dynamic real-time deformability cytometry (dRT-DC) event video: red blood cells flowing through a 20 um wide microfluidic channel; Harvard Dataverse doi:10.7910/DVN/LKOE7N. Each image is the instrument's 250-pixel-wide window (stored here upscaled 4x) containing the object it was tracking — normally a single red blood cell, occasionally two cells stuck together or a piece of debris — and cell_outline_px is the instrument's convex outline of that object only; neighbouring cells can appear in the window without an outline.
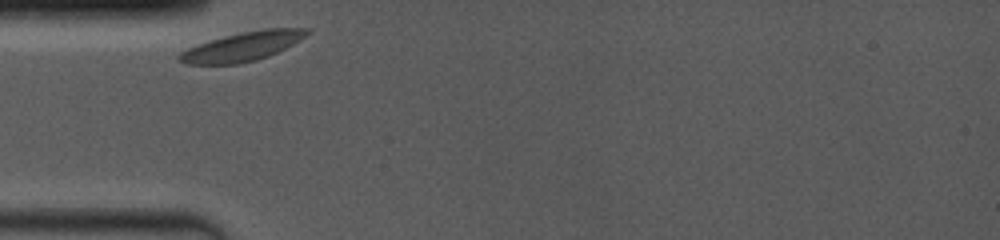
{"species": "common noctule bat (a hibernating species)", "species_latin": "Nyctalus noctula", "temperature_condition": "room temperature", "stored_images_in_passage": 20, "camera_frame_rate_fps": 4000, "um_per_image_px": 0.085, "animal": {"sex": "female", "body_mass_g": 19.0, "forearm_length_mm": 53.3}, "frame": {"image": 1, "passage_image": 1, "time_ms": 0.0, "image_size_px": [1000, 240], "cell_outline_px": [[312, 32], [292, 44], [268, 56], [256, 60], [236, 64], [188, 64], [176, 60], [176, 56], [180, 52], [188, 48], [224, 36], [264, 28], [308, 28]], "centroid_in_image_um": [20.6, 3.95], "position_along_channel_um": 64.4, "area_um2": 21.33}}
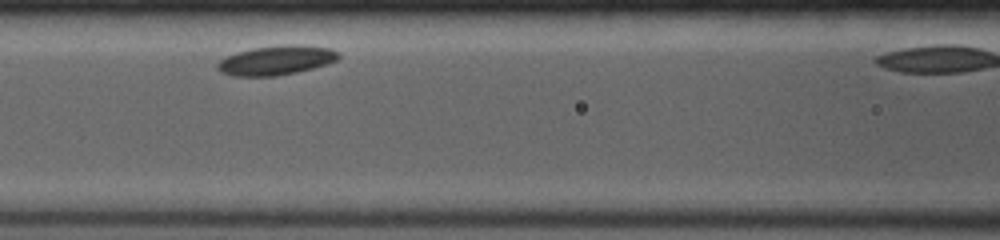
{"frame": {"image": 2, "passage_image": 13, "time_ms": 2.25, "image_size_px": [1000, 240], "cell_outline_px": [[340, 56], [336, 60], [328, 64], [296, 72], [276, 76], [232, 76], [220, 72], [216, 68], [216, 64], [220, 60], [236, 52], [252, 48], [284, 44], [300, 44], [328, 48], [340, 52]], "centroid_in_image_um": [23.47, 5.12], "position_along_channel_um": 143.1, "area_um2": 20.87}}
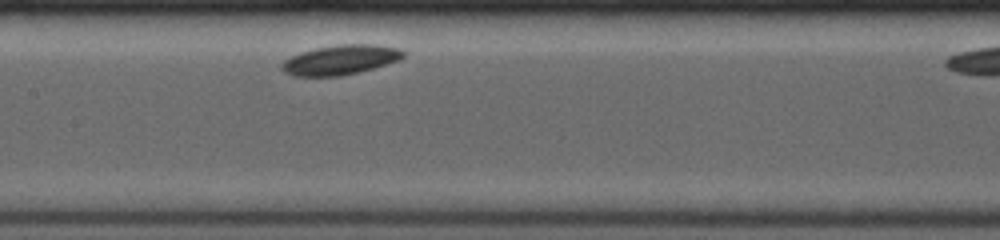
{"frame": {"image": 3, "passage_image": 19, "time_ms": 3.25, "image_size_px": [1000, 240], "cell_outline_px": [[404, 56], [400, 60], [372, 68], [340, 76], [292, 76], [284, 72], [280, 68], [280, 64], [284, 60], [300, 52], [316, 48], [336, 44], [376, 44], [400, 48], [404, 52]], "centroid_in_image_um": [28.91, 5.08], "position_along_channel_um": 178.5, "area_um2": 21.1}}